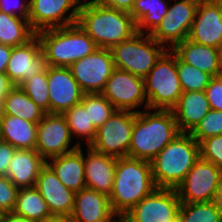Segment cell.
Wrapping results in <instances>:
<instances>
[{
	"instance_id": "obj_1",
	"label": "cell",
	"mask_w": 222,
	"mask_h": 222,
	"mask_svg": "<svg viewBox=\"0 0 222 222\" xmlns=\"http://www.w3.org/2000/svg\"><path fill=\"white\" fill-rule=\"evenodd\" d=\"M179 133L172 110H141L135 116L128 157L151 162Z\"/></svg>"
},
{
	"instance_id": "obj_2",
	"label": "cell",
	"mask_w": 222,
	"mask_h": 222,
	"mask_svg": "<svg viewBox=\"0 0 222 222\" xmlns=\"http://www.w3.org/2000/svg\"><path fill=\"white\" fill-rule=\"evenodd\" d=\"M156 188L149 161L131 157L117 158L109 196L113 212L118 217H123Z\"/></svg>"
},
{
	"instance_id": "obj_3",
	"label": "cell",
	"mask_w": 222,
	"mask_h": 222,
	"mask_svg": "<svg viewBox=\"0 0 222 222\" xmlns=\"http://www.w3.org/2000/svg\"><path fill=\"white\" fill-rule=\"evenodd\" d=\"M77 23L101 48L111 49L137 33L129 12L99 4L80 6Z\"/></svg>"
},
{
	"instance_id": "obj_4",
	"label": "cell",
	"mask_w": 222,
	"mask_h": 222,
	"mask_svg": "<svg viewBox=\"0 0 222 222\" xmlns=\"http://www.w3.org/2000/svg\"><path fill=\"white\" fill-rule=\"evenodd\" d=\"M199 158V143L190 133H179L150 162L156 187L176 189Z\"/></svg>"
},
{
	"instance_id": "obj_5",
	"label": "cell",
	"mask_w": 222,
	"mask_h": 222,
	"mask_svg": "<svg viewBox=\"0 0 222 222\" xmlns=\"http://www.w3.org/2000/svg\"><path fill=\"white\" fill-rule=\"evenodd\" d=\"M36 35L40 39L47 66L69 67L97 48L78 23L41 30Z\"/></svg>"
},
{
	"instance_id": "obj_6",
	"label": "cell",
	"mask_w": 222,
	"mask_h": 222,
	"mask_svg": "<svg viewBox=\"0 0 222 222\" xmlns=\"http://www.w3.org/2000/svg\"><path fill=\"white\" fill-rule=\"evenodd\" d=\"M148 109L171 110L183 94L177 72V56L167 50L144 77Z\"/></svg>"
},
{
	"instance_id": "obj_7",
	"label": "cell",
	"mask_w": 222,
	"mask_h": 222,
	"mask_svg": "<svg viewBox=\"0 0 222 222\" xmlns=\"http://www.w3.org/2000/svg\"><path fill=\"white\" fill-rule=\"evenodd\" d=\"M110 50L115 68L144 78L168 49L149 34L137 32Z\"/></svg>"
},
{
	"instance_id": "obj_8",
	"label": "cell",
	"mask_w": 222,
	"mask_h": 222,
	"mask_svg": "<svg viewBox=\"0 0 222 222\" xmlns=\"http://www.w3.org/2000/svg\"><path fill=\"white\" fill-rule=\"evenodd\" d=\"M136 112L115 110L101 125L90 147L115 158L128 157Z\"/></svg>"
},
{
	"instance_id": "obj_9",
	"label": "cell",
	"mask_w": 222,
	"mask_h": 222,
	"mask_svg": "<svg viewBox=\"0 0 222 222\" xmlns=\"http://www.w3.org/2000/svg\"><path fill=\"white\" fill-rule=\"evenodd\" d=\"M101 94L116 110L138 113L141 110L148 109L144 78L133 75L128 71L115 68ZM142 106L143 109H141Z\"/></svg>"
},
{
	"instance_id": "obj_10",
	"label": "cell",
	"mask_w": 222,
	"mask_h": 222,
	"mask_svg": "<svg viewBox=\"0 0 222 222\" xmlns=\"http://www.w3.org/2000/svg\"><path fill=\"white\" fill-rule=\"evenodd\" d=\"M221 177V169L212 162L199 158L184 180L176 187L181 203L214 201Z\"/></svg>"
},
{
	"instance_id": "obj_11",
	"label": "cell",
	"mask_w": 222,
	"mask_h": 222,
	"mask_svg": "<svg viewBox=\"0 0 222 222\" xmlns=\"http://www.w3.org/2000/svg\"><path fill=\"white\" fill-rule=\"evenodd\" d=\"M173 2H170L167 14L150 34L168 50L188 38L199 0H173Z\"/></svg>"
},
{
	"instance_id": "obj_12",
	"label": "cell",
	"mask_w": 222,
	"mask_h": 222,
	"mask_svg": "<svg viewBox=\"0 0 222 222\" xmlns=\"http://www.w3.org/2000/svg\"><path fill=\"white\" fill-rule=\"evenodd\" d=\"M84 94L101 93L115 69L110 49L97 47L90 55L69 66Z\"/></svg>"
},
{
	"instance_id": "obj_13",
	"label": "cell",
	"mask_w": 222,
	"mask_h": 222,
	"mask_svg": "<svg viewBox=\"0 0 222 222\" xmlns=\"http://www.w3.org/2000/svg\"><path fill=\"white\" fill-rule=\"evenodd\" d=\"M73 143L74 139L63 114L46 113L38 122L35 150L46 161L80 147Z\"/></svg>"
},
{
	"instance_id": "obj_14",
	"label": "cell",
	"mask_w": 222,
	"mask_h": 222,
	"mask_svg": "<svg viewBox=\"0 0 222 222\" xmlns=\"http://www.w3.org/2000/svg\"><path fill=\"white\" fill-rule=\"evenodd\" d=\"M180 206L176 189L156 188L123 218L128 222H172L179 216Z\"/></svg>"
},
{
	"instance_id": "obj_15",
	"label": "cell",
	"mask_w": 222,
	"mask_h": 222,
	"mask_svg": "<svg viewBox=\"0 0 222 222\" xmlns=\"http://www.w3.org/2000/svg\"><path fill=\"white\" fill-rule=\"evenodd\" d=\"M79 11L75 0H29L28 20L37 33L77 23Z\"/></svg>"
},
{
	"instance_id": "obj_16",
	"label": "cell",
	"mask_w": 222,
	"mask_h": 222,
	"mask_svg": "<svg viewBox=\"0 0 222 222\" xmlns=\"http://www.w3.org/2000/svg\"><path fill=\"white\" fill-rule=\"evenodd\" d=\"M50 113L63 114L81 102L83 92L69 67L48 66Z\"/></svg>"
},
{
	"instance_id": "obj_17",
	"label": "cell",
	"mask_w": 222,
	"mask_h": 222,
	"mask_svg": "<svg viewBox=\"0 0 222 222\" xmlns=\"http://www.w3.org/2000/svg\"><path fill=\"white\" fill-rule=\"evenodd\" d=\"M47 67L41 42L37 35L28 43L12 48L6 75L15 86L42 72Z\"/></svg>"
},
{
	"instance_id": "obj_18",
	"label": "cell",
	"mask_w": 222,
	"mask_h": 222,
	"mask_svg": "<svg viewBox=\"0 0 222 222\" xmlns=\"http://www.w3.org/2000/svg\"><path fill=\"white\" fill-rule=\"evenodd\" d=\"M188 39L219 48L222 42V11L215 0H199Z\"/></svg>"
},
{
	"instance_id": "obj_19",
	"label": "cell",
	"mask_w": 222,
	"mask_h": 222,
	"mask_svg": "<svg viewBox=\"0 0 222 222\" xmlns=\"http://www.w3.org/2000/svg\"><path fill=\"white\" fill-rule=\"evenodd\" d=\"M72 222H114L109 197L95 190L84 188L75 193Z\"/></svg>"
},
{
	"instance_id": "obj_20",
	"label": "cell",
	"mask_w": 222,
	"mask_h": 222,
	"mask_svg": "<svg viewBox=\"0 0 222 222\" xmlns=\"http://www.w3.org/2000/svg\"><path fill=\"white\" fill-rule=\"evenodd\" d=\"M35 188L46 201L52 214L71 216L75 193L59 180L47 164L41 169Z\"/></svg>"
},
{
	"instance_id": "obj_21",
	"label": "cell",
	"mask_w": 222,
	"mask_h": 222,
	"mask_svg": "<svg viewBox=\"0 0 222 222\" xmlns=\"http://www.w3.org/2000/svg\"><path fill=\"white\" fill-rule=\"evenodd\" d=\"M85 151H87L84 154L86 188L109 197L113 187L117 158L98 152L90 146H87Z\"/></svg>"
},
{
	"instance_id": "obj_22",
	"label": "cell",
	"mask_w": 222,
	"mask_h": 222,
	"mask_svg": "<svg viewBox=\"0 0 222 222\" xmlns=\"http://www.w3.org/2000/svg\"><path fill=\"white\" fill-rule=\"evenodd\" d=\"M172 52L184 63L194 66L212 77L222 75L218 48L195 43L188 38L176 44Z\"/></svg>"
},
{
	"instance_id": "obj_23",
	"label": "cell",
	"mask_w": 222,
	"mask_h": 222,
	"mask_svg": "<svg viewBox=\"0 0 222 222\" xmlns=\"http://www.w3.org/2000/svg\"><path fill=\"white\" fill-rule=\"evenodd\" d=\"M45 165L46 160L35 149H16L6 176L18 189L32 188Z\"/></svg>"
},
{
	"instance_id": "obj_24",
	"label": "cell",
	"mask_w": 222,
	"mask_h": 222,
	"mask_svg": "<svg viewBox=\"0 0 222 222\" xmlns=\"http://www.w3.org/2000/svg\"><path fill=\"white\" fill-rule=\"evenodd\" d=\"M171 110L180 133H191L211 109L203 90L183 92Z\"/></svg>"
},
{
	"instance_id": "obj_25",
	"label": "cell",
	"mask_w": 222,
	"mask_h": 222,
	"mask_svg": "<svg viewBox=\"0 0 222 222\" xmlns=\"http://www.w3.org/2000/svg\"><path fill=\"white\" fill-rule=\"evenodd\" d=\"M78 149L53 157L46 164L54 171L59 180L74 193L86 188L84 170V151Z\"/></svg>"
},
{
	"instance_id": "obj_26",
	"label": "cell",
	"mask_w": 222,
	"mask_h": 222,
	"mask_svg": "<svg viewBox=\"0 0 222 222\" xmlns=\"http://www.w3.org/2000/svg\"><path fill=\"white\" fill-rule=\"evenodd\" d=\"M37 125L17 116L0 114V140L16 149L34 150L37 141Z\"/></svg>"
},
{
	"instance_id": "obj_27",
	"label": "cell",
	"mask_w": 222,
	"mask_h": 222,
	"mask_svg": "<svg viewBox=\"0 0 222 222\" xmlns=\"http://www.w3.org/2000/svg\"><path fill=\"white\" fill-rule=\"evenodd\" d=\"M171 0H134L129 12L136 23V31L151 34L167 14Z\"/></svg>"
},
{
	"instance_id": "obj_28",
	"label": "cell",
	"mask_w": 222,
	"mask_h": 222,
	"mask_svg": "<svg viewBox=\"0 0 222 222\" xmlns=\"http://www.w3.org/2000/svg\"><path fill=\"white\" fill-rule=\"evenodd\" d=\"M0 114L17 116L24 120L38 123L46 112L37 106L19 86H15L4 99Z\"/></svg>"
},
{
	"instance_id": "obj_29",
	"label": "cell",
	"mask_w": 222,
	"mask_h": 222,
	"mask_svg": "<svg viewBox=\"0 0 222 222\" xmlns=\"http://www.w3.org/2000/svg\"><path fill=\"white\" fill-rule=\"evenodd\" d=\"M35 36L28 19L0 11V44L22 46Z\"/></svg>"
},
{
	"instance_id": "obj_30",
	"label": "cell",
	"mask_w": 222,
	"mask_h": 222,
	"mask_svg": "<svg viewBox=\"0 0 222 222\" xmlns=\"http://www.w3.org/2000/svg\"><path fill=\"white\" fill-rule=\"evenodd\" d=\"M12 212L33 222H40L44 218L53 215L46 201L35 187L20 188L18 190L15 207Z\"/></svg>"
},
{
	"instance_id": "obj_31",
	"label": "cell",
	"mask_w": 222,
	"mask_h": 222,
	"mask_svg": "<svg viewBox=\"0 0 222 222\" xmlns=\"http://www.w3.org/2000/svg\"><path fill=\"white\" fill-rule=\"evenodd\" d=\"M63 115L66 118L68 127L70 128L72 138L76 139L77 137L75 143L81 147L82 141H85L86 146H90L95 139L97 129L93 122H90L89 107H84L81 103H79L66 110Z\"/></svg>"
},
{
	"instance_id": "obj_32",
	"label": "cell",
	"mask_w": 222,
	"mask_h": 222,
	"mask_svg": "<svg viewBox=\"0 0 222 222\" xmlns=\"http://www.w3.org/2000/svg\"><path fill=\"white\" fill-rule=\"evenodd\" d=\"M179 216L182 222H222V214L215 201L181 203Z\"/></svg>"
},
{
	"instance_id": "obj_33",
	"label": "cell",
	"mask_w": 222,
	"mask_h": 222,
	"mask_svg": "<svg viewBox=\"0 0 222 222\" xmlns=\"http://www.w3.org/2000/svg\"><path fill=\"white\" fill-rule=\"evenodd\" d=\"M41 109L50 113L48 95V66L40 73L29 77L18 85Z\"/></svg>"
},
{
	"instance_id": "obj_34",
	"label": "cell",
	"mask_w": 222,
	"mask_h": 222,
	"mask_svg": "<svg viewBox=\"0 0 222 222\" xmlns=\"http://www.w3.org/2000/svg\"><path fill=\"white\" fill-rule=\"evenodd\" d=\"M177 72L183 92L203 91L212 78L208 73L182 62L178 57Z\"/></svg>"
},
{
	"instance_id": "obj_35",
	"label": "cell",
	"mask_w": 222,
	"mask_h": 222,
	"mask_svg": "<svg viewBox=\"0 0 222 222\" xmlns=\"http://www.w3.org/2000/svg\"><path fill=\"white\" fill-rule=\"evenodd\" d=\"M80 103L84 107H89L90 122H93L96 129L103 125L116 110L101 93L83 94Z\"/></svg>"
},
{
	"instance_id": "obj_36",
	"label": "cell",
	"mask_w": 222,
	"mask_h": 222,
	"mask_svg": "<svg viewBox=\"0 0 222 222\" xmlns=\"http://www.w3.org/2000/svg\"><path fill=\"white\" fill-rule=\"evenodd\" d=\"M199 143L200 141L222 134V111L211 109L190 133Z\"/></svg>"
},
{
	"instance_id": "obj_37",
	"label": "cell",
	"mask_w": 222,
	"mask_h": 222,
	"mask_svg": "<svg viewBox=\"0 0 222 222\" xmlns=\"http://www.w3.org/2000/svg\"><path fill=\"white\" fill-rule=\"evenodd\" d=\"M200 158L212 162L222 170V134L199 142Z\"/></svg>"
},
{
	"instance_id": "obj_38",
	"label": "cell",
	"mask_w": 222,
	"mask_h": 222,
	"mask_svg": "<svg viewBox=\"0 0 222 222\" xmlns=\"http://www.w3.org/2000/svg\"><path fill=\"white\" fill-rule=\"evenodd\" d=\"M18 190L7 176H0V214L13 211Z\"/></svg>"
},
{
	"instance_id": "obj_39",
	"label": "cell",
	"mask_w": 222,
	"mask_h": 222,
	"mask_svg": "<svg viewBox=\"0 0 222 222\" xmlns=\"http://www.w3.org/2000/svg\"><path fill=\"white\" fill-rule=\"evenodd\" d=\"M205 93L210 109L222 111V75L210 79Z\"/></svg>"
},
{
	"instance_id": "obj_40",
	"label": "cell",
	"mask_w": 222,
	"mask_h": 222,
	"mask_svg": "<svg viewBox=\"0 0 222 222\" xmlns=\"http://www.w3.org/2000/svg\"><path fill=\"white\" fill-rule=\"evenodd\" d=\"M0 11L28 19L29 0H0Z\"/></svg>"
},
{
	"instance_id": "obj_41",
	"label": "cell",
	"mask_w": 222,
	"mask_h": 222,
	"mask_svg": "<svg viewBox=\"0 0 222 222\" xmlns=\"http://www.w3.org/2000/svg\"><path fill=\"white\" fill-rule=\"evenodd\" d=\"M16 148L0 140V176H6L7 169Z\"/></svg>"
},
{
	"instance_id": "obj_42",
	"label": "cell",
	"mask_w": 222,
	"mask_h": 222,
	"mask_svg": "<svg viewBox=\"0 0 222 222\" xmlns=\"http://www.w3.org/2000/svg\"><path fill=\"white\" fill-rule=\"evenodd\" d=\"M97 4L130 12L132 10L134 0H98Z\"/></svg>"
},
{
	"instance_id": "obj_43",
	"label": "cell",
	"mask_w": 222,
	"mask_h": 222,
	"mask_svg": "<svg viewBox=\"0 0 222 222\" xmlns=\"http://www.w3.org/2000/svg\"><path fill=\"white\" fill-rule=\"evenodd\" d=\"M15 87L6 73H0V108L8 93Z\"/></svg>"
},
{
	"instance_id": "obj_44",
	"label": "cell",
	"mask_w": 222,
	"mask_h": 222,
	"mask_svg": "<svg viewBox=\"0 0 222 222\" xmlns=\"http://www.w3.org/2000/svg\"><path fill=\"white\" fill-rule=\"evenodd\" d=\"M12 48L11 46L0 44V73H5L6 71Z\"/></svg>"
},
{
	"instance_id": "obj_45",
	"label": "cell",
	"mask_w": 222,
	"mask_h": 222,
	"mask_svg": "<svg viewBox=\"0 0 222 222\" xmlns=\"http://www.w3.org/2000/svg\"><path fill=\"white\" fill-rule=\"evenodd\" d=\"M0 222H33L29 219L16 215L13 212L0 214Z\"/></svg>"
},
{
	"instance_id": "obj_46",
	"label": "cell",
	"mask_w": 222,
	"mask_h": 222,
	"mask_svg": "<svg viewBox=\"0 0 222 222\" xmlns=\"http://www.w3.org/2000/svg\"><path fill=\"white\" fill-rule=\"evenodd\" d=\"M40 222H72V219L68 215L53 214L49 217L44 218Z\"/></svg>"
},
{
	"instance_id": "obj_47",
	"label": "cell",
	"mask_w": 222,
	"mask_h": 222,
	"mask_svg": "<svg viewBox=\"0 0 222 222\" xmlns=\"http://www.w3.org/2000/svg\"><path fill=\"white\" fill-rule=\"evenodd\" d=\"M214 201H215L216 205L218 206V209L220 210V212L222 214V177H221V180H220L219 190L216 194V197H215Z\"/></svg>"
},
{
	"instance_id": "obj_48",
	"label": "cell",
	"mask_w": 222,
	"mask_h": 222,
	"mask_svg": "<svg viewBox=\"0 0 222 222\" xmlns=\"http://www.w3.org/2000/svg\"><path fill=\"white\" fill-rule=\"evenodd\" d=\"M79 6H84V5H90V4H97L98 0H75Z\"/></svg>"
},
{
	"instance_id": "obj_49",
	"label": "cell",
	"mask_w": 222,
	"mask_h": 222,
	"mask_svg": "<svg viewBox=\"0 0 222 222\" xmlns=\"http://www.w3.org/2000/svg\"><path fill=\"white\" fill-rule=\"evenodd\" d=\"M114 222H128V221L126 219H124L123 217H118V218H116V220Z\"/></svg>"
},
{
	"instance_id": "obj_50",
	"label": "cell",
	"mask_w": 222,
	"mask_h": 222,
	"mask_svg": "<svg viewBox=\"0 0 222 222\" xmlns=\"http://www.w3.org/2000/svg\"><path fill=\"white\" fill-rule=\"evenodd\" d=\"M218 50H219V55H220V59H221V62H222V42L220 43V46H219Z\"/></svg>"
},
{
	"instance_id": "obj_51",
	"label": "cell",
	"mask_w": 222,
	"mask_h": 222,
	"mask_svg": "<svg viewBox=\"0 0 222 222\" xmlns=\"http://www.w3.org/2000/svg\"><path fill=\"white\" fill-rule=\"evenodd\" d=\"M172 222H182L180 216H178L177 218H175Z\"/></svg>"
},
{
	"instance_id": "obj_52",
	"label": "cell",
	"mask_w": 222,
	"mask_h": 222,
	"mask_svg": "<svg viewBox=\"0 0 222 222\" xmlns=\"http://www.w3.org/2000/svg\"><path fill=\"white\" fill-rule=\"evenodd\" d=\"M215 1L219 4L221 11H222V0H215Z\"/></svg>"
}]
</instances>
